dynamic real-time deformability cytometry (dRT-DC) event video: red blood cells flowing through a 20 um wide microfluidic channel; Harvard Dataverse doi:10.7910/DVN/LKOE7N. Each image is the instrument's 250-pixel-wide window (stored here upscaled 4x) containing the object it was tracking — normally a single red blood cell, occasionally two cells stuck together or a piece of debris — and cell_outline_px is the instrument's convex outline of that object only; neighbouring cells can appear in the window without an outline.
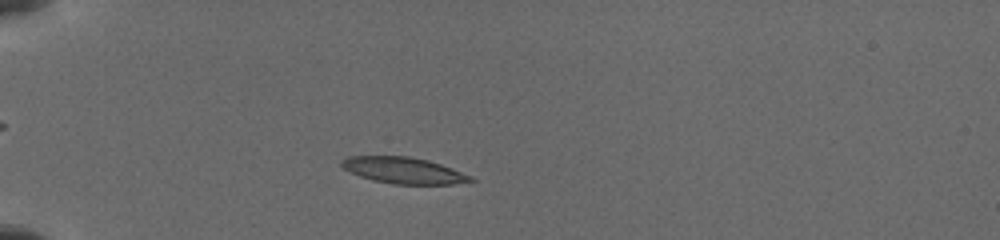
{"species": "common noctule bat (a hibernating species)", "species_latin": "Nyctalus noctula", "temperature_condition": "cold", "stored_images_in_passage": 40, "camera_frame_rate_fps": 3000, "um_per_image_px": 0.085, "animal": {"sex": "female", "body_mass_g": 19.5, "forearm_length_mm": 54.1}, "frame": {"image": 1, "passage_image": 7, "time_ms": 2.333, "image_size_px": [1000, 240], "cell_outline_px": [[476, 180], [452, 184], [392, 184], [372, 180], [360, 176], [344, 168], [340, 164], [348, 156], [408, 156], [428, 160], [452, 168], [472, 176]], "centroid_in_image_um": [34.33, 14.48], "position_along_channel_um": 50.7, "area_um2": 19.59}}
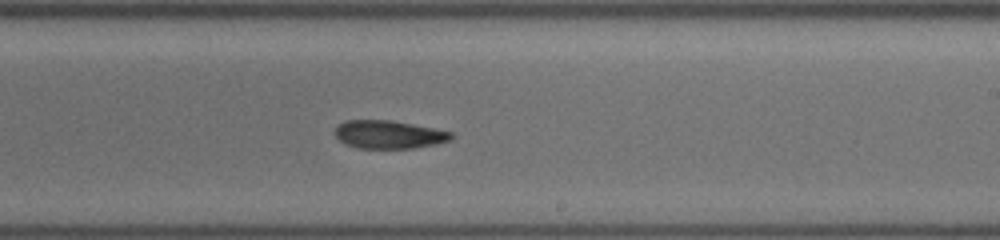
{"frame": {"image": 2, "passage_image": 23, "time_ms": 8.333, "image_size_px": [1000, 240], "cell_outline_px": [[452, 140], [436, 144], [412, 148], [356, 148], [344, 144], [336, 136], [336, 128], [344, 120], [392, 120], [452, 132]], "centroid_in_image_um": [33.04, 11.43], "position_along_channel_um": 256.0, "area_um2": 18.96}}
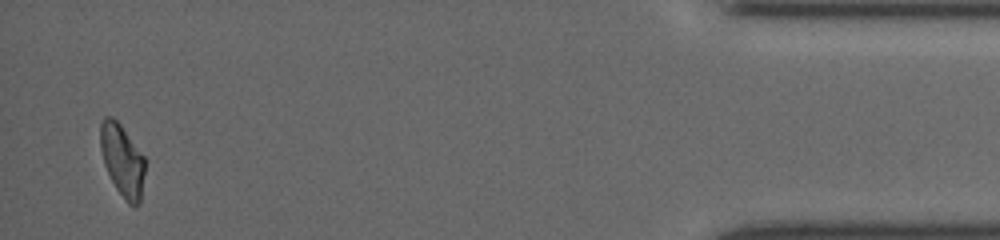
{"frame": {"image": 3, "passage_image": 40, "time_ms": 14.333, "image_size_px": [1000, 240], "cell_outline_px": [[144, 172], [140, 204], [136, 208], [128, 204], [124, 200], [116, 188], [104, 164], [100, 148], [100, 124], [104, 116], [112, 116], [120, 124], [144, 156]], "centroid_in_image_um": [10.39, 13.64], "position_along_channel_um": 424.8, "area_um2": 18.73}}